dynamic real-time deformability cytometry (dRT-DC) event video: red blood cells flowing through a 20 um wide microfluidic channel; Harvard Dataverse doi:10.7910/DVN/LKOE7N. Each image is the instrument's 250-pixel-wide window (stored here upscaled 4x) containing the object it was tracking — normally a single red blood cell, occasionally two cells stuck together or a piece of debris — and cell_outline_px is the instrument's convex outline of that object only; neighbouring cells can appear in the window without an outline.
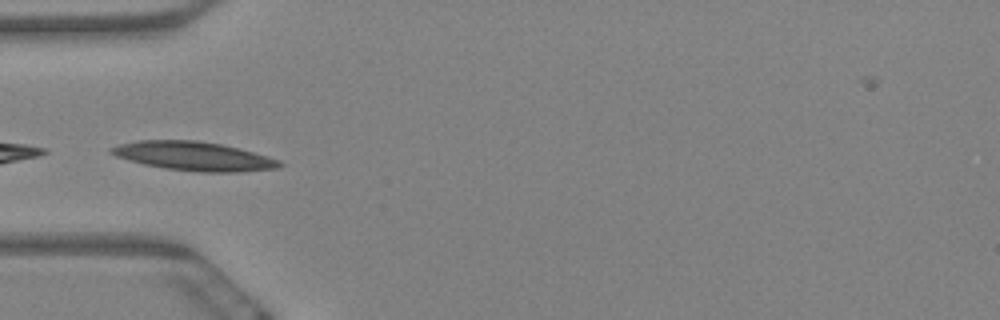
{"species": "Egyptian fruit bat (a non-hibernating species)", "species_latin": "Rousettus aegyptiacus", "temperature_condition": "warm", "stored_images_in_passage": 9, "camera_frame_rate_fps": 3000, "um_per_image_px": 0.085, "animal": {"sex": "female"}, "frame": {"image": 1, "passage_image": 7, "time_ms": 2.0, "image_size_px": [1000, 320], "cell_outline_px": [[284, 164], [280, 168], [236, 172], [200, 172], [164, 168], [144, 164], [128, 160], [116, 156], [108, 152], [108, 148], [120, 144], [136, 140], [196, 140], [220, 144], [268, 156], [280, 160]], "centroid_in_image_um": [16.45, 13.27], "position_along_channel_um": 68.5, "area_um2": 28.32}}
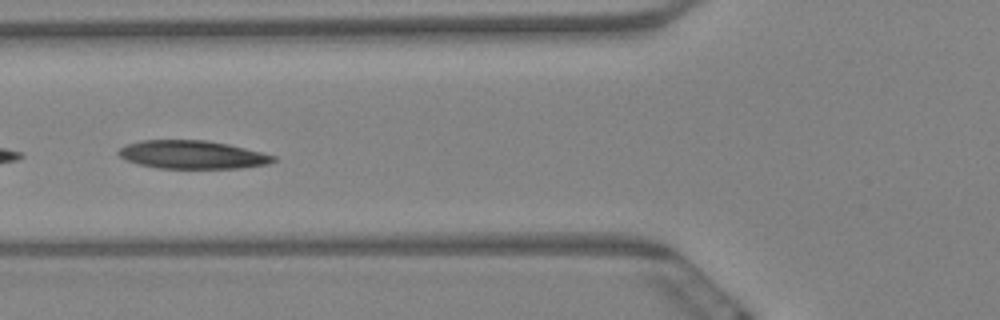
{"frame": {"image": 2, "passage_image": 8, "time_ms": 2.333, "image_size_px": [1000, 320], "cell_outline_px": [[276, 160], [268, 164], [240, 168], [156, 168], [140, 164], [128, 160], [120, 156], [116, 152], [120, 148], [128, 144], [140, 140], [208, 140], [228, 144], [276, 156]], "centroid_in_image_um": [16.35, 13.14], "position_along_channel_um": 109.5, "area_um2": 25.32}}
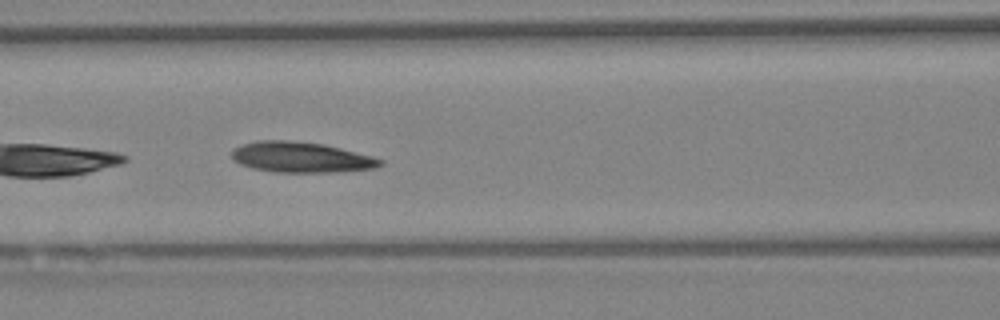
{"frame": {"image": 3, "passage_image": 9, "time_ms": 2.667, "image_size_px": [1000, 320], "cell_outline_px": [[384, 164], [376, 168], [340, 172], [272, 172], [252, 168], [240, 164], [232, 160], [232, 152], [236, 148], [244, 144], [256, 140], [284, 140], [320, 144], [340, 148], [372, 156], [384, 160]], "centroid_in_image_um": [25.61, 13.38], "position_along_channel_um": 141.0, "area_um2": 26.36}}